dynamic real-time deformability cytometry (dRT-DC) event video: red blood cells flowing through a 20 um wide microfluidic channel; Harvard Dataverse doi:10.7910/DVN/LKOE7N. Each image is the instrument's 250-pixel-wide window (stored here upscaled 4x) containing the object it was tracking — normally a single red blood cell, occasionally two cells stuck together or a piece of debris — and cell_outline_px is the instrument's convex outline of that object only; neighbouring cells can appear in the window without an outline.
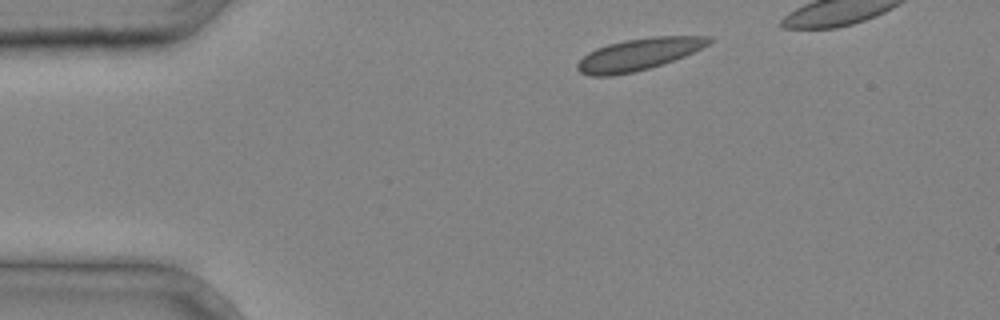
{"species": "common noctule bat (a hibernating species)", "species_latin": "Nyctalus noctula", "temperature_condition": "cold", "stored_images_in_passage": 3, "camera_frame_rate_fps": 3000, "um_per_image_px": 0.085, "animal": {"sex": "male", "body_mass_g": 20.4}, "frame": {"image": 1, "passage_image": 1, "time_ms": 0.0, "image_size_px": [1000, 320], "cell_outline_px": [[712, 40], [708, 44], [684, 56], [648, 68], [632, 72], [612, 76], [592, 76], [580, 72], [576, 68], [576, 64], [588, 52], [596, 48], [608, 44], [624, 40], [652, 36], [712, 36]], "centroid_in_image_um": [54.24, 4.61], "position_along_channel_um": 30.8, "area_um2": 24.16}}
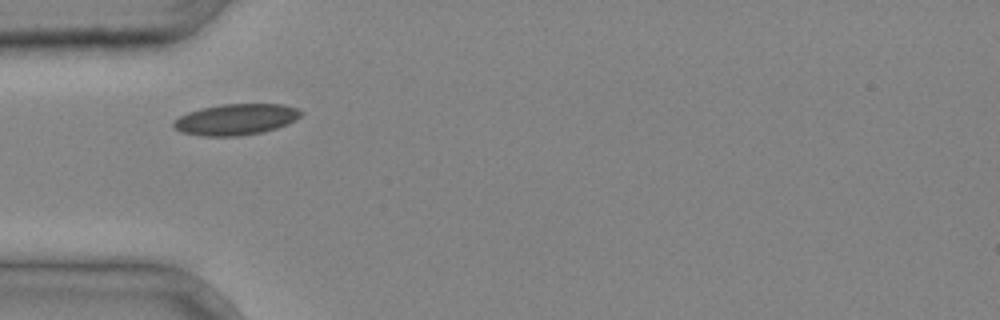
{"frame": {"image": 2, "passage_image": 3, "time_ms": 0.667, "image_size_px": [1000, 320], "cell_outline_px": [[304, 112], [296, 120], [288, 124], [264, 132], [240, 136], [200, 136], [180, 132], [172, 124], [180, 116], [188, 112], [200, 108], [224, 104], [284, 104], [300, 108]], "centroid_in_image_um": [20.1, 10.15], "position_along_channel_um": 64.9, "area_um2": 23.29}}